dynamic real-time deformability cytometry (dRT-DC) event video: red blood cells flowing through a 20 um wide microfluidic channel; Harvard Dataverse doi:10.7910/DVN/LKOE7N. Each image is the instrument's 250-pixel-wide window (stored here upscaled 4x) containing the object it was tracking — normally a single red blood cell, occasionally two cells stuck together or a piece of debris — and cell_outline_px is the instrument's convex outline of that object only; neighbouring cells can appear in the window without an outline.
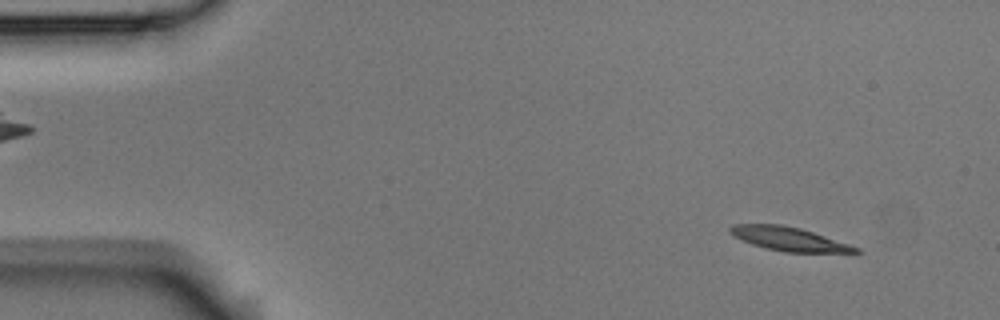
{"species": "Egyptian fruit bat (a non-hibernating species)", "species_latin": "Rousettus aegyptiacus", "temperature_condition": "room temperature", "stored_images_in_passage": 26, "camera_frame_rate_fps": 3000, "um_per_image_px": 0.085, "animal": {"sex": "male"}, "frame": {"image": 1, "passage_image": 4, "time_ms": 1.0, "image_size_px": [1000, 320], "cell_outline_px": [[860, 252], [784, 252], [764, 248], [752, 244], [736, 236], [728, 228], [732, 224], [780, 224], [800, 228], [860, 248]], "centroid_in_image_um": [67.04, 20.31], "position_along_channel_um": 18.0, "area_um2": 16.94}}
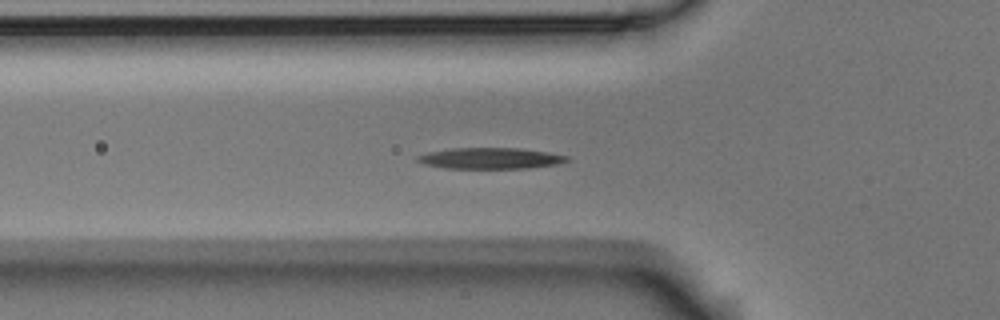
{"frame": {"image": 2, "passage_image": 17, "time_ms": 5.333, "image_size_px": [1000, 320], "cell_outline_px": [[568, 160], [556, 164], [528, 168], [444, 168], [424, 164], [416, 160], [416, 156], [428, 152], [452, 148], [520, 148], [568, 156]], "centroid_in_image_um": [41.62, 13.45], "position_along_channel_um": 84.2, "area_um2": 18.15}}
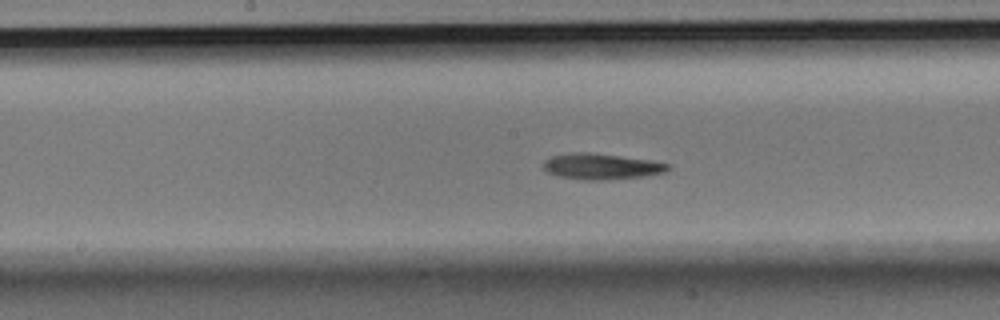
{"frame": {"image": 3, "passage_image": 26, "time_ms": 8.333, "image_size_px": [1000, 320], "cell_outline_px": [[672, 168], [664, 172], [648, 176], [608, 180], [584, 180], [560, 176], [548, 172], [544, 168], [544, 160], [552, 156], [572, 152], [588, 152], [652, 160], [672, 164]], "centroid_in_image_um": [51.19, 14.15], "position_along_channel_um": 197.0, "area_um2": 18.96}}